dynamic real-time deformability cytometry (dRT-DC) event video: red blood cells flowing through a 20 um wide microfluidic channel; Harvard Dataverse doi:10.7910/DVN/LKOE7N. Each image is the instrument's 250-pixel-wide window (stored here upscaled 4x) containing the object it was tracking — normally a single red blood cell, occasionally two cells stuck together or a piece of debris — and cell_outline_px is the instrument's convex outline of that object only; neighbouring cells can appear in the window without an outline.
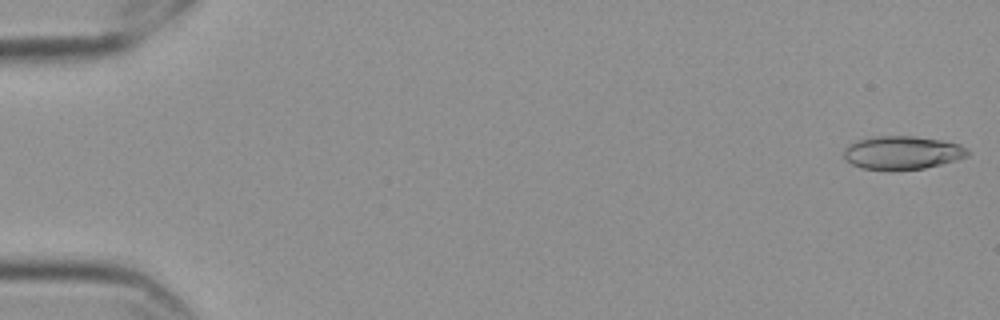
{"species": "Egyptian fruit bat (a non-hibernating species)", "species_latin": "Rousettus aegyptiacus", "temperature_condition": "cold", "stored_images_in_passage": 57, "camera_frame_rate_fps": 3000, "um_per_image_px": 0.085, "frame": {"image": 1, "passage_image": 1, "time_ms": 0.0, "image_size_px": [1000, 320], "cell_outline_px": [[968, 156], [956, 160], [924, 168], [896, 172], [888, 172], [860, 168], [844, 160], [844, 148], [848, 144], [872, 136], [916, 136], [940, 140], [960, 144], [968, 152]], "centroid_in_image_um": [76.63, 13.01], "position_along_channel_um": 8.4, "area_um2": 24.57}}
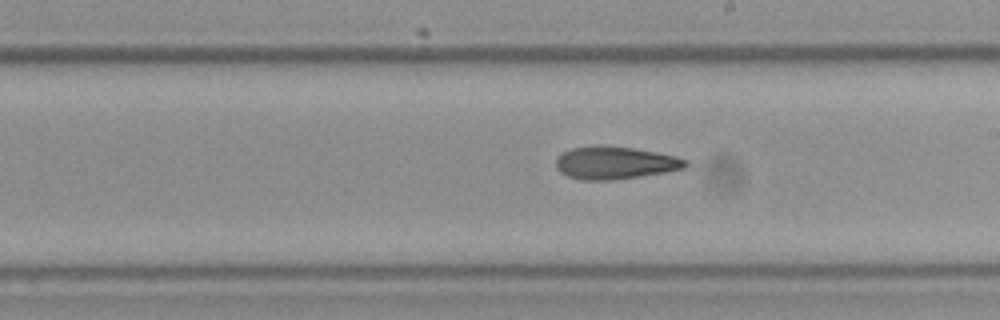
{"frame": {"image": 2, "passage_image": 33, "time_ms": 10.667, "image_size_px": [1000, 320], "cell_outline_px": [[688, 164], [684, 168], [664, 172], [640, 176], [612, 180], [580, 180], [568, 176], [560, 172], [556, 168], [556, 156], [572, 148], [596, 144], [600, 144], [636, 148], [676, 156], [688, 160]], "centroid_in_image_um": [52.25, 13.82], "position_along_channel_um": 236.8, "area_um2": 24.91}}
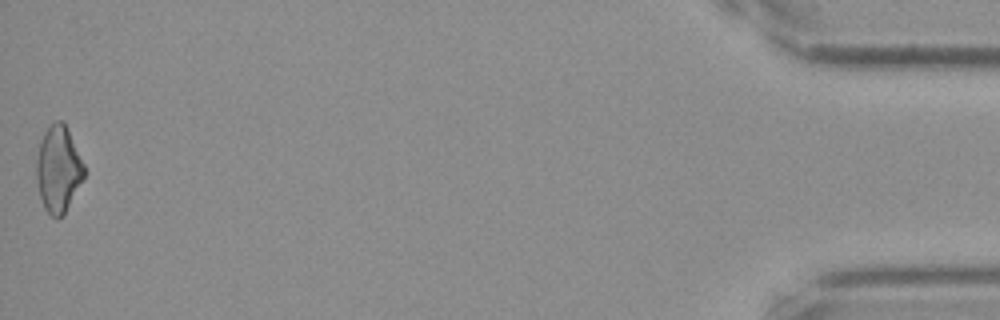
{"frame": {"image": 3, "passage_image": 57, "time_ms": 18.667, "image_size_px": [1000, 320], "cell_outline_px": [[84, 176], [64, 212], [56, 220], [44, 208], [40, 196], [36, 176], [36, 160], [40, 140], [44, 132], [56, 120], [60, 120], [68, 128], [84, 164]], "centroid_in_image_um": [4.94, 14.34], "position_along_channel_um": 430.3, "area_um2": 23.58}, "authors_computed_cell_mechanics": {"area_um2": 24.276, "velocity_mm_per_s": 3.5569, "shape_relaxation_time_tau1_ms": null, "shape_relaxation_time_tau2_ms": 5.8593, "deformation_change_tau1": null, "deformation_change_tau2": 0.1545}}